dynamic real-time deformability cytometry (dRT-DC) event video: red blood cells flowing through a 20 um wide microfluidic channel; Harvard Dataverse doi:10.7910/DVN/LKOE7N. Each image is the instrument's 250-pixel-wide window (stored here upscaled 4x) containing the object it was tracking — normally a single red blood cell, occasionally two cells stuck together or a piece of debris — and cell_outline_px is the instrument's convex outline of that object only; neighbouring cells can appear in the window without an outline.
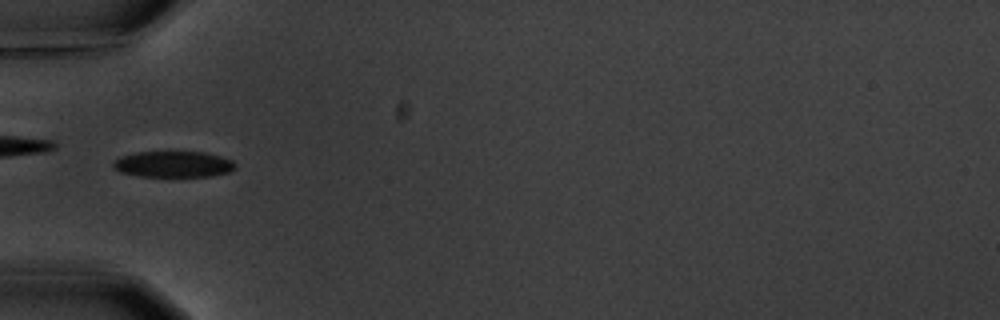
{"species": "common noctule bat (a hibernating species)", "species_latin": "Nyctalus noctula", "temperature_condition": "warm", "stored_images_in_passage": 7, "camera_frame_rate_fps": 3000, "um_per_image_px": 0.085, "animal": {"sex": "male", "body_mass_g": 20.1, "forearm_length_mm": 53.5}, "frame": {"image": 1, "passage_image": 6, "time_ms": 6.667, "image_size_px": [1000, 320], "cell_outline_px": [[236, 168], [228, 172], [212, 176], [140, 176], [120, 172], [112, 168], [112, 164], [120, 156], [136, 152], [204, 152], [220, 156], [232, 160], [236, 164]], "centroid_in_image_um": [14.73, 13.96], "position_along_channel_um": 70.3, "area_um2": 18.55}}
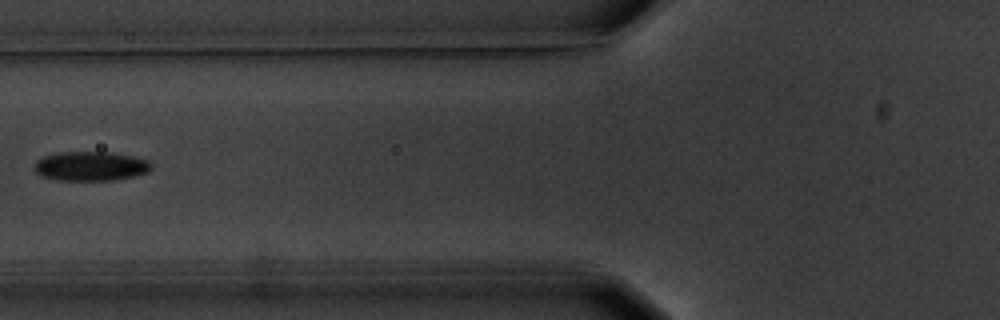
{"frame": {"image": 2, "passage_image": 7, "time_ms": 8.0, "image_size_px": [1000, 320], "cell_outline_px": [[152, 168], [148, 172], [116, 180], [60, 180], [40, 176], [32, 168], [36, 160], [44, 156], [60, 152], [112, 152], [132, 156], [148, 160], [152, 164]], "centroid_in_image_um": [7.69, 14.12], "position_along_channel_um": 118.1, "area_um2": 20.11}}